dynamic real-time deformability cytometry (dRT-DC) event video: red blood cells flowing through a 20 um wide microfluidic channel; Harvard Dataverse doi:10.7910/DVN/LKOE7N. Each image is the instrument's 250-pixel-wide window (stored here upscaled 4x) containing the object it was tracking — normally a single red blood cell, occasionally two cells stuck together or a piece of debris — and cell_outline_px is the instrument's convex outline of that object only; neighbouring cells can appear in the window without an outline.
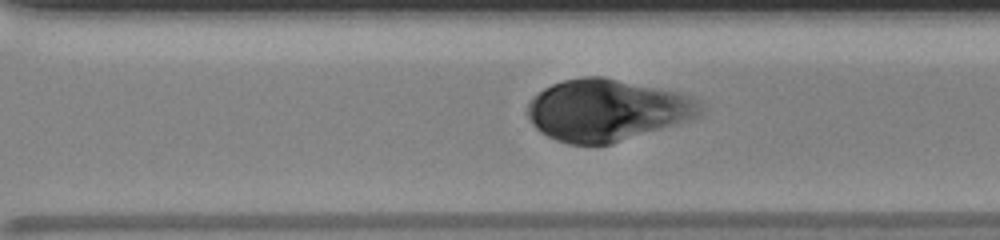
{"species": "human", "species_latin": "Homo sapiens", "temperature_condition": "room temperature", "stored_images_in_passage": 41, "camera_frame_rate_fps": 3000, "um_per_image_px": 0.085, "donor": {"sex": "male"}, "frame": {"image": 1, "passage_image": 31, "time_ms": 10.0, "image_size_px": [1000, 240], "cell_outline_px": [[700, 112], [696, 116], [612, 144], [568, 144], [556, 140], [540, 132], [532, 124], [528, 116], [528, 104], [532, 96], [544, 88], [552, 84], [564, 80], [584, 76], [604, 76], [676, 92], [688, 96], [700, 108]], "centroid_in_image_um": [51.45, 9.35], "position_along_channel_um": 319.1, "area_um2": 60.98}}